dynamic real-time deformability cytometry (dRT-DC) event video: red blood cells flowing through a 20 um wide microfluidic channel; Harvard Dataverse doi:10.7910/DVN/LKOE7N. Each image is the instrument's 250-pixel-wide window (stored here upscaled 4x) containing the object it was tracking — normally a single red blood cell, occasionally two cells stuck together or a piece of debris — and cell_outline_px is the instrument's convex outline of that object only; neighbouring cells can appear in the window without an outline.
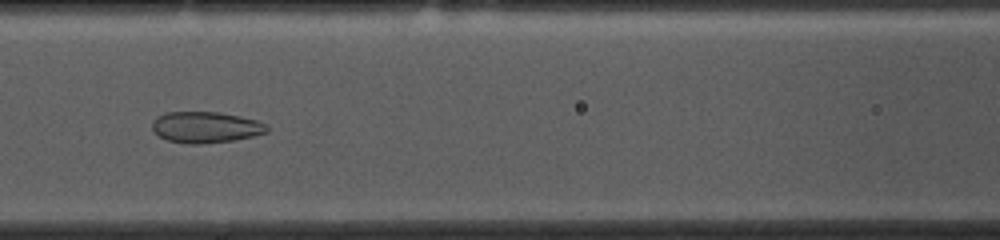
{"species": "common noctule bat (a hibernating species)", "species_latin": "Nyctalus noctula", "temperature_condition": "cold", "stored_images_in_passage": 53, "camera_frame_rate_fps": 3000, "um_per_image_px": 0.085, "animal": {"sex": "female", "body_mass_g": 10.0, "forearm_length_mm": 53.1}, "frame": {"image": 1, "passage_image": 22, "time_ms": 7.0, "image_size_px": [1000, 240], "cell_outline_px": [[268, 132], [236, 140], [200, 144], [188, 144], [168, 140], [160, 136], [152, 128], [152, 120], [156, 116], [168, 112], [216, 112], [240, 116], [256, 120], [264, 124], [268, 128]], "centroid_in_image_um": [17.47, 10.81], "position_along_channel_um": 149.1, "area_um2": 20.75}}
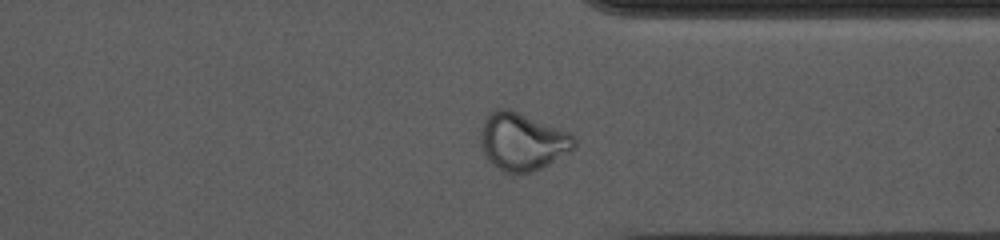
{"frame": {"image": 2, "passage_image": 40, "time_ms": 13.0, "image_size_px": [1000, 240], "cell_outline_px": [[576, 144], [568, 152], [548, 164], [532, 172], [504, 172], [492, 164], [488, 160], [480, 144], [480, 132], [484, 120], [496, 108], [508, 108], [568, 132], [576, 136]], "centroid_in_image_um": [44.38, 12.03], "position_along_channel_um": 367.0, "area_um2": 30.98}}
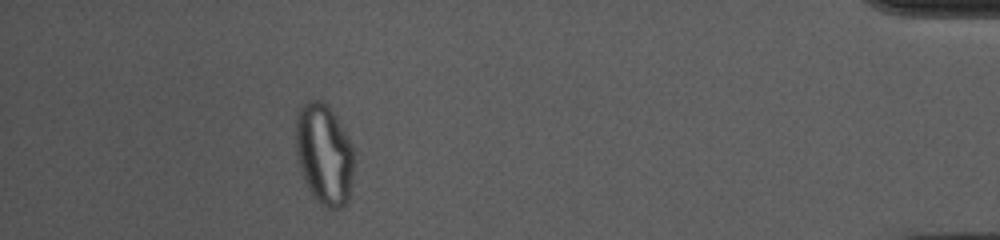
{"frame": {"image": 3, "passage_image": 48, "time_ms": 15.667, "image_size_px": [1000, 240], "cell_outline_px": [[356, 152], [352, 184], [348, 204], [344, 208], [328, 208], [320, 204], [316, 200], [308, 188], [304, 180], [296, 156], [296, 116], [304, 100], [320, 100], [328, 104], [336, 116], [352, 144]], "centroid_in_image_um": [27.58, 13.12], "position_along_channel_um": 407.6, "area_um2": 35.08}, "authors_computed_cell_mechanics": {"area_um2": 28.7844, "velocity_mm_per_s": 3.6735, "shape_relaxation_time_tau1_ms": null, "shape_relaxation_time_tau2_ms": 1.414, "deformation_change_tau1": null, "deformation_change_tau2": 0.0701}}